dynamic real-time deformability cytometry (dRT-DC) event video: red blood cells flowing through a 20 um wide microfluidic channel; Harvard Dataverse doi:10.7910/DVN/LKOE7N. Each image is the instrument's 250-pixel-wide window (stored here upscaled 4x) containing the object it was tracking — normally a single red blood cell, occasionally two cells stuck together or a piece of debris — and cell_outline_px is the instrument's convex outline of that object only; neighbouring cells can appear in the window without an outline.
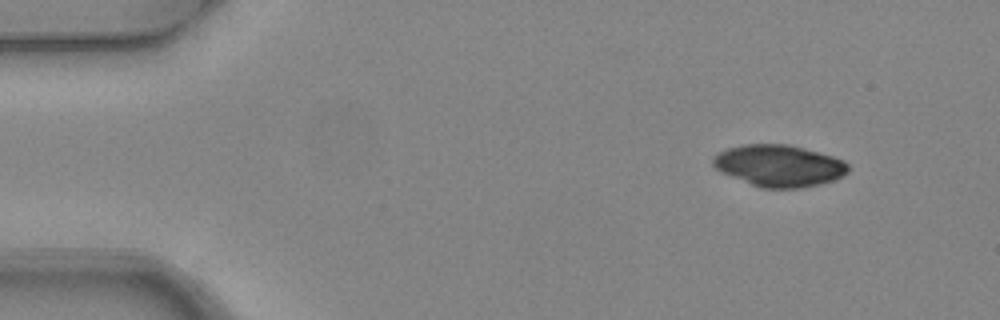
{"species": "common noctule bat (a hibernating species)", "species_latin": "Nyctalus noctula", "temperature_condition": "warm", "stored_images_in_passage": 3, "camera_frame_rate_fps": 3000, "um_per_image_px": 0.085, "animal": {"sex": "female", "body_mass_g": 24.6, "forearm_length_mm": 56.2}, "frame": {"image": 1, "passage_image": 1, "time_ms": 0.0, "image_size_px": [1000, 320], "cell_outline_px": [[848, 172], [832, 180], [820, 184], [800, 188], [760, 188], [720, 172], [712, 164], [712, 156], [728, 148], [740, 144], [788, 144], [804, 148], [832, 156], [844, 160], [848, 164]], "centroid_in_image_um": [66.18, 14.08], "position_along_channel_um": 18.8, "area_um2": 32.89}}